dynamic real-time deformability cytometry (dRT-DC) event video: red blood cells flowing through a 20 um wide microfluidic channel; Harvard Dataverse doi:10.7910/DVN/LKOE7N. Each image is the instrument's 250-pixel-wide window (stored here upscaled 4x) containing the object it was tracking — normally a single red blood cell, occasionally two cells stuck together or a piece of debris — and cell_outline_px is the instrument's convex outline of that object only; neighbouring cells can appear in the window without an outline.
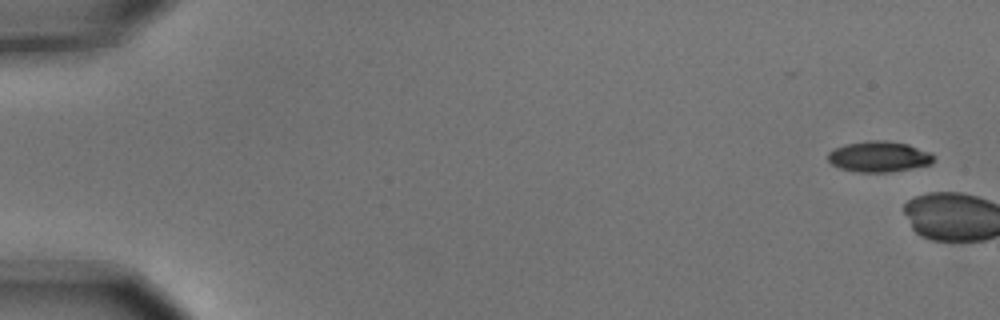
{"species": "common noctule bat (a hibernating species)", "species_latin": "Nyctalus noctula", "temperature_condition": "cold", "stored_images_in_passage": 2, "camera_frame_rate_fps": 3000, "um_per_image_px": 0.085, "animal": {"sex": "male", "body_mass_g": 15.6}, "frame": {"image": 1, "passage_image": 1, "time_ms": 0.0, "image_size_px": [1000, 320], "cell_outline_px": [[936, 156], [932, 164], [912, 168], [888, 172], [856, 172], [840, 168], [832, 164], [828, 160], [828, 152], [844, 144], [868, 140], [884, 140], [908, 144], [932, 152]], "centroid_in_image_um": [74.75, 13.3], "position_along_channel_um": 10.3, "area_um2": 19.13}}